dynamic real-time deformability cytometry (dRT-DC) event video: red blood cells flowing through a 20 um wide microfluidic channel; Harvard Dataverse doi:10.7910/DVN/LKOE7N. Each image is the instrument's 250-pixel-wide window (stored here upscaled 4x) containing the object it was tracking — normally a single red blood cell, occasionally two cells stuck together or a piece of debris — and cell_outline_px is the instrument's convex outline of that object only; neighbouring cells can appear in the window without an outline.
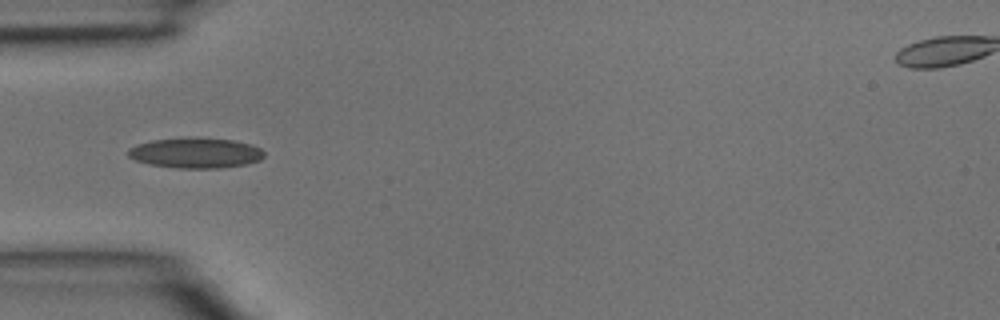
{"species": "common noctule bat (a hibernating species)", "species_latin": "Nyctalus noctula", "temperature_condition": "room temperature", "stored_images_in_passage": 4, "camera_frame_rate_fps": 3000, "um_per_image_px": 0.085, "animal": {"sex": "male", "body_mass_g": 15.6}, "frame": {"image": 1, "passage_image": 4, "time_ms": 1.0, "image_size_px": [1000, 320], "cell_outline_px": [[264, 156], [260, 160], [244, 164], [220, 168], [176, 168], [148, 164], [136, 160], [128, 156], [128, 148], [136, 144], [152, 140], [236, 140], [260, 148], [264, 152]], "centroid_in_image_um": [16.61, 13.04], "position_along_channel_um": 68.4, "area_um2": 23.12}}